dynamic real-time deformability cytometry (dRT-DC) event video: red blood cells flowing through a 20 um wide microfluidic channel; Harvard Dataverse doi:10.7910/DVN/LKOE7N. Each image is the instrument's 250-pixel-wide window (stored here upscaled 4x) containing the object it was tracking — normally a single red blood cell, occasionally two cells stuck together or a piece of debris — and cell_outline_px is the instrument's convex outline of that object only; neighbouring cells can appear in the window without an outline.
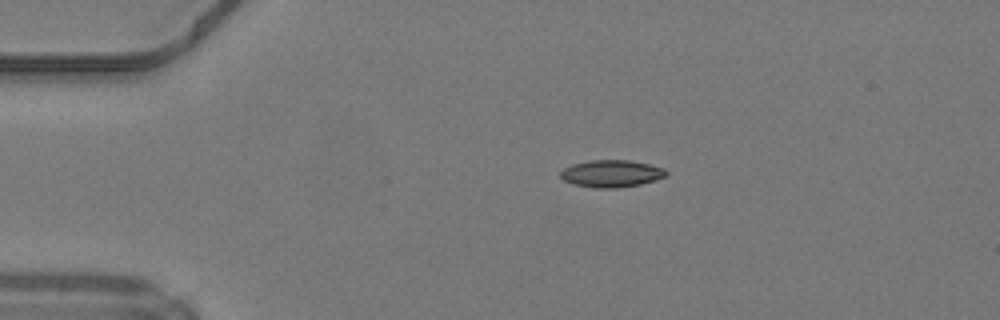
{"species": "common noctule bat (a hibernating species)", "species_latin": "Nyctalus noctula", "temperature_condition": "warm", "stored_images_in_passage": 40, "camera_frame_rate_fps": 3000, "um_per_image_px": 0.085, "animal": {"sex": "male", "body_mass_g": 19.2, "forearm_length_mm": 51.8}, "frame": {"image": 1, "passage_image": 1, "time_ms": 0.0, "image_size_px": [1000, 320], "cell_outline_px": [[668, 176], [656, 180], [640, 184], [616, 188], [596, 188], [572, 184], [564, 180], [560, 176], [560, 172], [564, 168], [572, 164], [588, 160], [628, 160], [648, 164], [664, 168], [668, 172]], "centroid_in_image_um": [51.98, 14.75], "position_along_channel_um": 33.0, "area_um2": 16.82}}
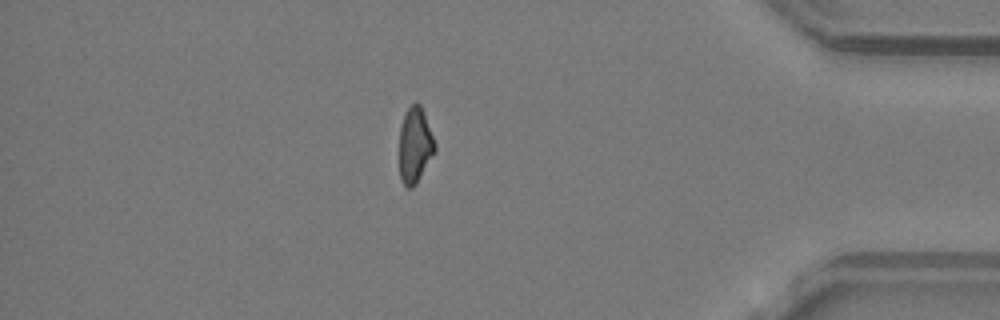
{"frame": {"image": 2, "passage_image": 33, "time_ms": 10.667, "image_size_px": [1000, 320], "cell_outline_px": [[436, 148], [416, 184], [412, 188], [408, 188], [400, 180], [400, 128], [404, 116], [408, 108], [416, 100], [420, 104], [424, 112], [436, 144]], "centroid_in_image_um": [35.27, 12.32], "position_along_channel_um": 399.9, "area_um2": 15.49}}
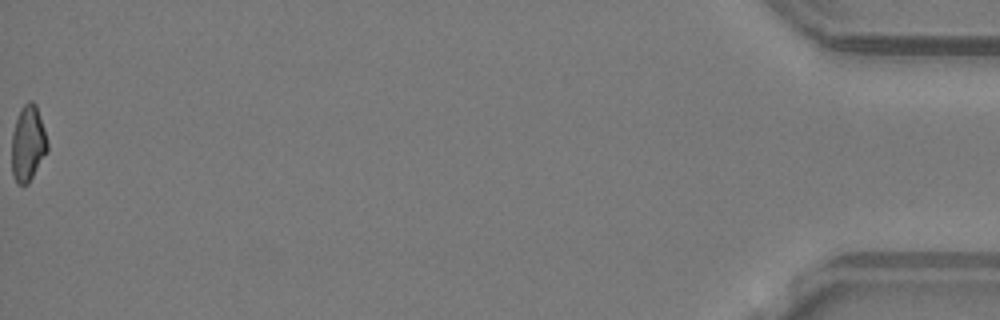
{"frame": {"image": 3, "passage_image": 40, "time_ms": 13.0, "image_size_px": [1000, 320], "cell_outline_px": [[48, 152], [28, 184], [16, 184], [12, 176], [12, 132], [20, 108], [28, 100], [32, 100], [36, 104], [48, 140]], "centroid_in_image_um": [2.38, 12.2], "position_along_channel_um": 432.8, "area_um2": 16.07}, "authors_computed_cell_mechanics": {"area_um2": 16.4152, "velocity_mm_per_s": 4.2466, "shape_relaxation_time_tau1_ms": null, "shape_relaxation_time_tau2_ms": 11.2609, "deformation_change_tau1": null, "deformation_change_tau2": 0.2134}}